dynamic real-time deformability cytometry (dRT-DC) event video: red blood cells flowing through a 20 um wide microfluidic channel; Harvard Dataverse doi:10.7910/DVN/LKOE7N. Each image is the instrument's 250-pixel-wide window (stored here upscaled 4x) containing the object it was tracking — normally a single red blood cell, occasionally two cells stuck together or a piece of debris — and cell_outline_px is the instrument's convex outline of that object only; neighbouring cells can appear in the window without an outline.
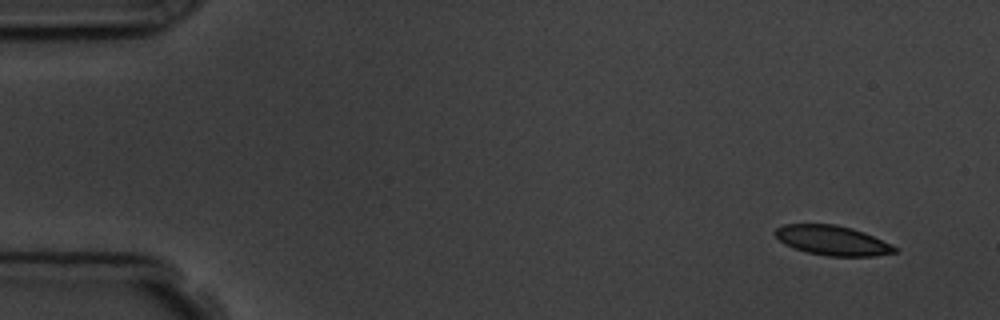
{"species": "common noctule bat (a hibernating species)", "species_latin": "Nyctalus noctula", "temperature_condition": "room temperature", "stored_images_in_passage": 4, "camera_frame_rate_fps": 3000, "um_per_image_px": 0.085, "animal": {"sex": "male", "body_mass_g": 19.5, "forearm_length_mm": 54.6}, "frame": {"image": 1, "passage_image": 1, "time_ms": 0.0, "image_size_px": [1000, 320], "cell_outline_px": [[896, 252], [876, 256], [828, 256], [808, 252], [784, 244], [772, 232], [776, 228], [784, 224], [836, 224], [852, 228], [864, 232], [892, 244], [896, 248]], "centroid_in_image_um": [70.75, 20.43], "position_along_channel_um": 14.2, "area_um2": 20.63}}
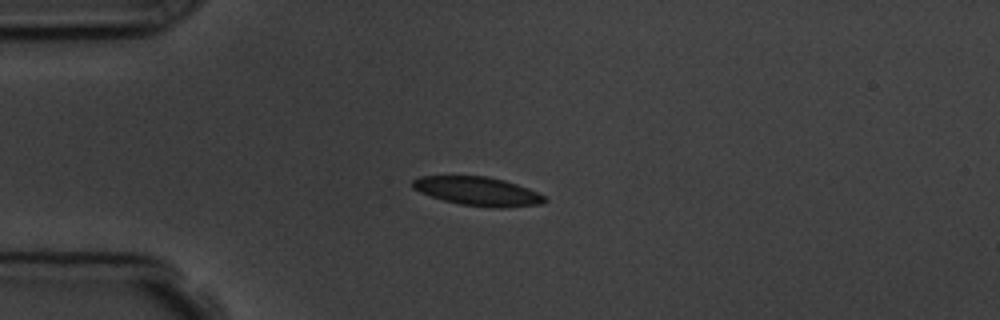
{"frame": {"image": 2, "passage_image": 4, "time_ms": 3.333, "image_size_px": [1000, 320], "cell_outline_px": [[548, 200], [540, 204], [504, 208], [492, 208], [460, 204], [444, 200], [420, 192], [412, 188], [412, 180], [420, 176], [488, 176], [504, 180], [528, 188], [544, 196]], "centroid_in_image_um": [40.61, 16.26], "position_along_channel_um": 44.4, "area_um2": 22.08}}